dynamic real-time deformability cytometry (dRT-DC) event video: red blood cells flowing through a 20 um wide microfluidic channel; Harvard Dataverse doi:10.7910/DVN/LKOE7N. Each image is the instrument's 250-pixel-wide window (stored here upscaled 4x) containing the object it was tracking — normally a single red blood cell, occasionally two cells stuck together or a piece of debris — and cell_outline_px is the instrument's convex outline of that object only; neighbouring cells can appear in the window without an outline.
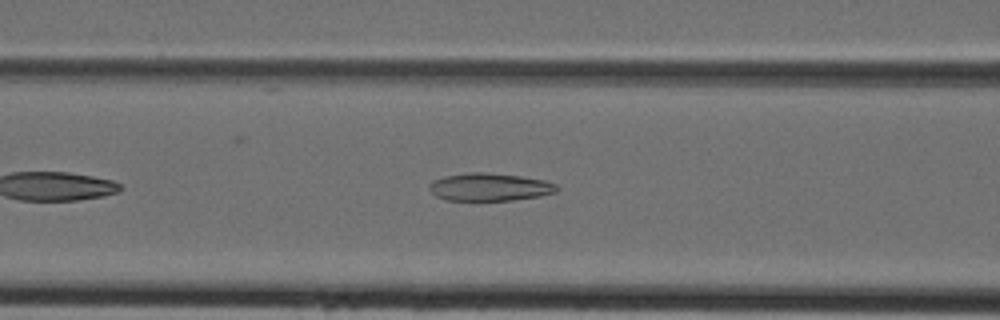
{"species": "Egyptian fruit bat (a non-hibernating species)", "species_latin": "Rousettus aegyptiacus", "temperature_condition": "cold", "stored_images_in_passage": 28, "camera_frame_rate_fps": 3000, "um_per_image_px": 0.085, "animal": {"sex": "female"}, "frame": {"image": 1, "passage_image": 7, "time_ms": 2.0, "image_size_px": [1000, 320], "cell_outline_px": [[560, 188], [556, 192], [540, 196], [512, 200], [448, 200], [436, 196], [428, 188], [428, 184], [432, 180], [444, 176], [468, 172], [488, 172], [520, 176], [544, 180], [556, 184]], "centroid_in_image_um": [41.61, 15.89], "position_along_channel_um": 125.0, "area_um2": 20.75}}
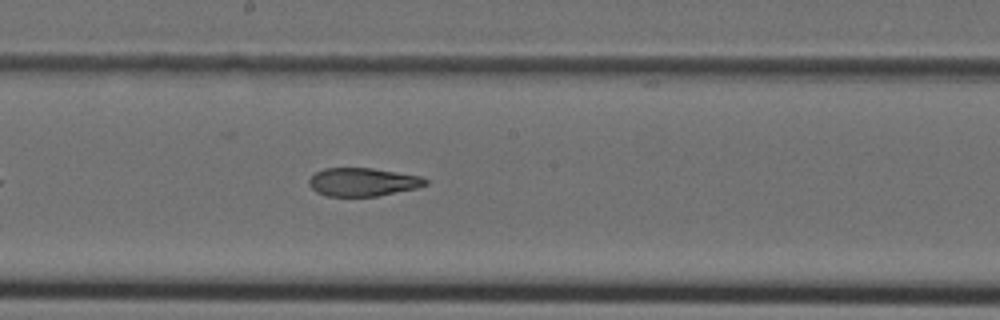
{"frame": {"image": 2, "passage_image": 13, "time_ms": 4.0, "image_size_px": [1000, 320], "cell_outline_px": [[428, 184], [416, 188], [376, 196], [328, 196], [316, 192], [308, 184], [308, 180], [316, 172], [324, 168], [372, 168], [420, 176], [428, 180]], "centroid_in_image_um": [30.82, 15.47], "position_along_channel_um": 217.4, "area_um2": 19.07}}
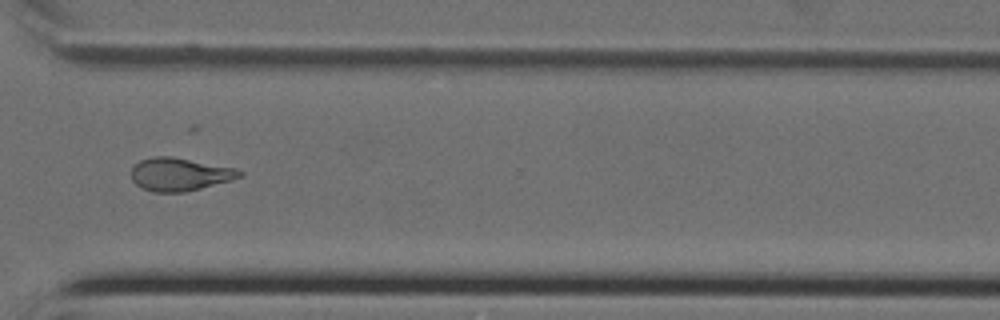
{"frame": {"image": 3, "passage_image": 22, "time_ms": 7.0, "image_size_px": [1000, 320], "cell_outline_px": [[244, 176], [232, 180], [184, 192], [152, 192], [136, 184], [132, 180], [132, 168], [140, 160], [152, 156], [172, 156], [236, 168], [244, 172]], "centroid_in_image_um": [15.3, 14.8], "position_along_channel_um": 355.3, "area_um2": 20.87}}